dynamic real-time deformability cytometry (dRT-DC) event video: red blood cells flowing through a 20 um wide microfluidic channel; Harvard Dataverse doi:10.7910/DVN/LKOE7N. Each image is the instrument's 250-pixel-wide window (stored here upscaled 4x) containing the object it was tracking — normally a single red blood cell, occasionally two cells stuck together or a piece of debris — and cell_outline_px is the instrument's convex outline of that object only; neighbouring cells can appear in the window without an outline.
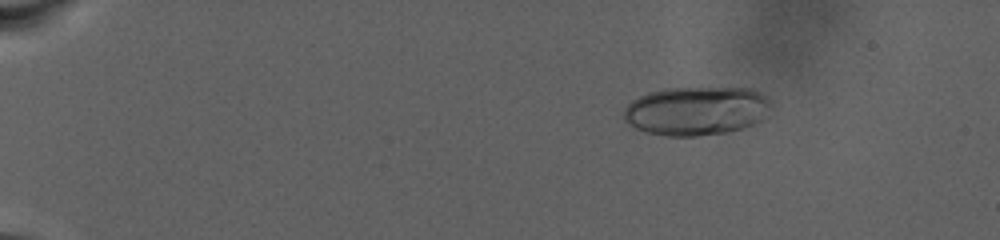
{"species": "human", "species_latin": "Homo sapiens", "temperature_condition": "warm", "stored_images_in_passage": 77, "camera_frame_rate_fps": 3000, "um_per_image_px": 0.085, "donor": {"sex": "male"}, "frame": {"image": 1, "passage_image": 5, "time_ms": 1.333, "image_size_px": [1000, 240], "cell_outline_px": [[772, 108], [764, 120], [728, 132], [696, 136], [668, 136], [648, 132], [636, 128], [628, 124], [624, 120], [624, 108], [632, 100], [648, 92], [664, 88], [752, 88], [760, 92], [772, 100]], "centroid_in_image_um": [59.23, 9.41], "position_along_channel_um": 25.8, "area_um2": 42.31}}
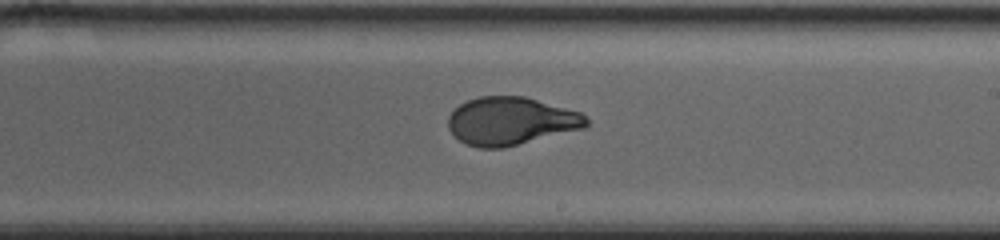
{"frame": {"image": 2, "passage_image": 46, "time_ms": 15.0, "image_size_px": [1000, 240], "cell_outline_px": [[588, 124], [584, 128], [504, 148], [480, 148], [464, 144], [448, 128], [448, 116], [460, 104], [468, 100], [480, 96], [524, 96], [580, 112], [588, 120]], "centroid_in_image_um": [43.41, 10.3], "position_along_channel_um": 245.6, "area_um2": 38.44}}
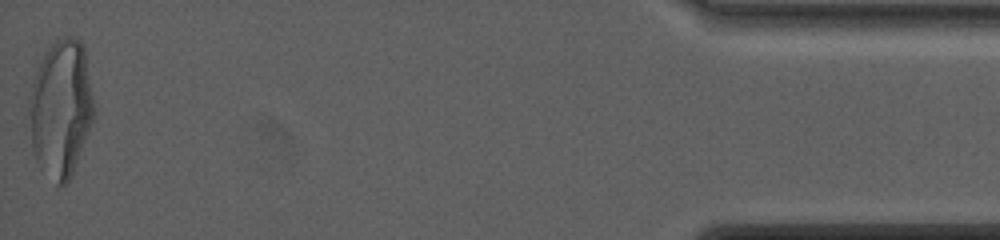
{"frame": {"image": 3, "passage_image": 77, "time_ms": 25.333, "image_size_px": [1000, 240], "cell_outline_px": [[96, 112], [72, 172], [68, 180], [64, 184], [56, 184], [40, 168], [36, 160], [32, 148], [28, 108], [28, 96], [32, 80], [48, 48], [56, 40], [64, 36], [72, 36], [80, 40], [84, 48], [96, 108]], "centroid_in_image_um": [5.17, 9.19], "position_along_channel_um": 430.0, "area_um2": 51.85}, "authors_computed_cell_mechanics": {"area_um2": 39.4196, "velocity_mm_per_s": 2.5157, "shape_relaxation_time_tau1_ms": 9.305, "shape_relaxation_time_tau2_ms": null, "deformation_change_tau1": 0.264, "deformation_change_tau2": null}}